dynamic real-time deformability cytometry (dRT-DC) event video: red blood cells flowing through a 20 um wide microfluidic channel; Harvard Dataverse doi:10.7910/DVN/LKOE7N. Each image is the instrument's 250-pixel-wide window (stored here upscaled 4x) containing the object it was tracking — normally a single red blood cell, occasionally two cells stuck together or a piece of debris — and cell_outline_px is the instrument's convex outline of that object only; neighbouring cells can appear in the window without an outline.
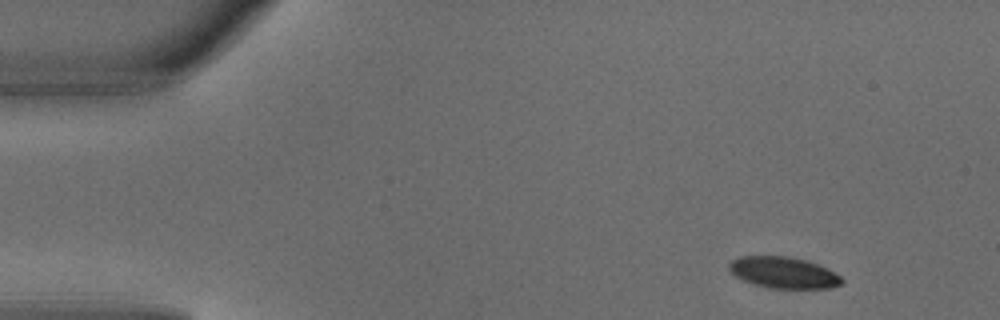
{"species": "common noctule bat (a hibernating species)", "species_latin": "Nyctalus noctula", "temperature_condition": "warm", "stored_images_in_passage": 5, "camera_frame_rate_fps": 3000, "um_per_image_px": 0.085, "animal": {"sex": "male", "body_mass_g": 18.8}, "frame": {"image": 1, "passage_image": 1, "time_ms": 0.0, "image_size_px": [1000, 320], "cell_outline_px": [[844, 280], [840, 284], [828, 288], [772, 288], [756, 284], [744, 280], [736, 276], [728, 268], [728, 264], [732, 260], [740, 256], [788, 256], [804, 260], [816, 264], [840, 276]], "centroid_in_image_um": [66.56, 23.16], "position_along_channel_um": 18.4, "area_um2": 20.11}}
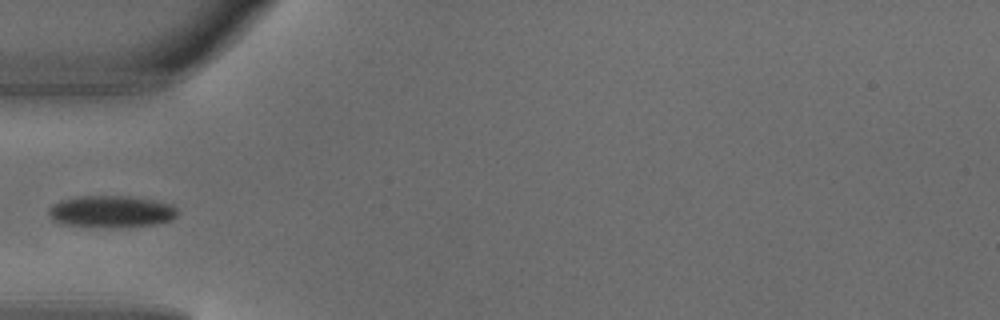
{"frame": {"image": 2, "passage_image": 4, "time_ms": 1.0, "image_size_px": [1000, 320], "cell_outline_px": [[180, 212], [172, 220], [160, 224], [120, 228], [112, 228], [60, 224], [52, 220], [48, 216], [48, 208], [52, 204], [60, 200], [80, 196], [132, 196], [172, 204]], "centroid_in_image_um": [9.46, 18.0], "position_along_channel_um": 75.5, "area_um2": 24.57}}
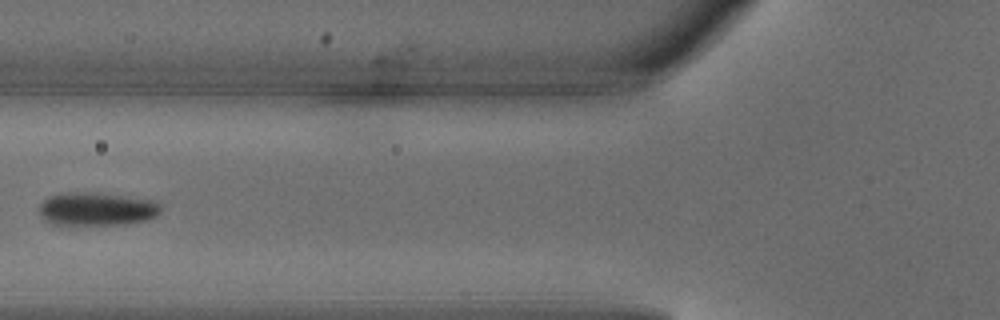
{"frame": {"image": 3, "passage_image": 5, "time_ms": 1.333, "image_size_px": [1000, 320], "cell_outline_px": [[160, 212], [156, 216], [148, 220], [124, 224], [52, 224], [44, 220], [40, 216], [40, 204], [48, 196], [64, 192], [96, 192], [156, 200], [160, 204]], "centroid_in_image_um": [8.23, 17.75], "position_along_channel_um": 117.6, "area_um2": 23.76}}